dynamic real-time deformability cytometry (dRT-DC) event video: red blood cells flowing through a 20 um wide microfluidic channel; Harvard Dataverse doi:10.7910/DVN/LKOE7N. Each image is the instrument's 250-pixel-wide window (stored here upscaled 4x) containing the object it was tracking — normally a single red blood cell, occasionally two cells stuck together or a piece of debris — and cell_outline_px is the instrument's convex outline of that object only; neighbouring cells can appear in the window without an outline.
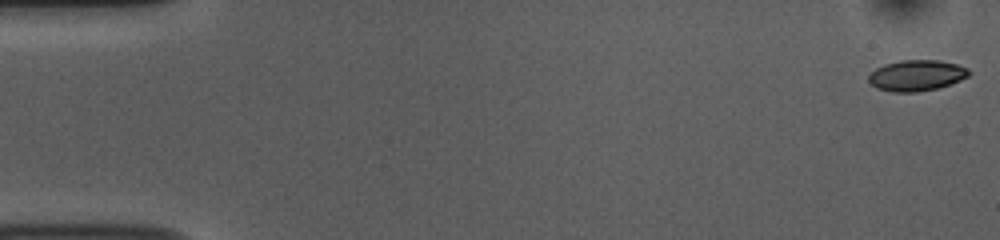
{"species": "common noctule bat (a hibernating species)", "species_latin": "Nyctalus noctula", "temperature_condition": "room temperature", "stored_images_in_passage": 53, "camera_frame_rate_fps": 3000, "um_per_image_px": 0.085, "animal": {"sex": "female", "body_mass_g": 10.0, "forearm_length_mm": 53.1}, "frame": {"image": 1, "passage_image": 1, "time_ms": 0.0, "image_size_px": [1000, 240], "cell_outline_px": [[972, 72], [968, 76], [960, 80], [936, 88], [916, 92], [892, 92], [876, 88], [868, 80], [868, 76], [876, 68], [884, 64], [900, 60], [936, 60], [956, 64], [968, 68]], "centroid_in_image_um": [77.89, 6.41], "position_along_channel_um": 7.1, "area_um2": 17.98}}
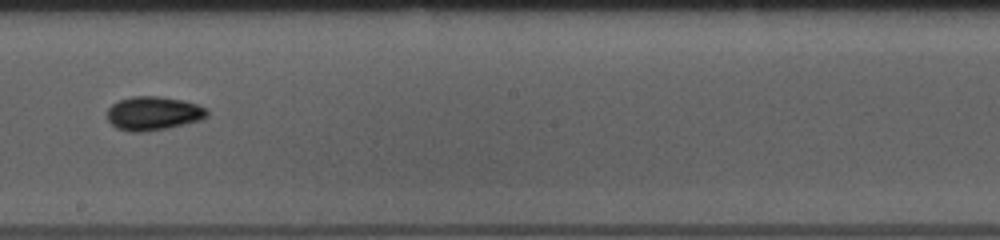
{"frame": {"image": 2, "passage_image": 30, "time_ms": 9.667, "image_size_px": [1000, 240], "cell_outline_px": [[208, 116], [200, 120], [168, 128], [140, 132], [128, 132], [116, 128], [108, 120], [108, 108], [112, 104], [120, 100], [132, 96], [156, 96], [184, 100], [196, 104], [204, 108], [208, 112]], "centroid_in_image_um": [13.02, 9.64], "position_along_channel_um": 235.2, "area_um2": 19.59}}
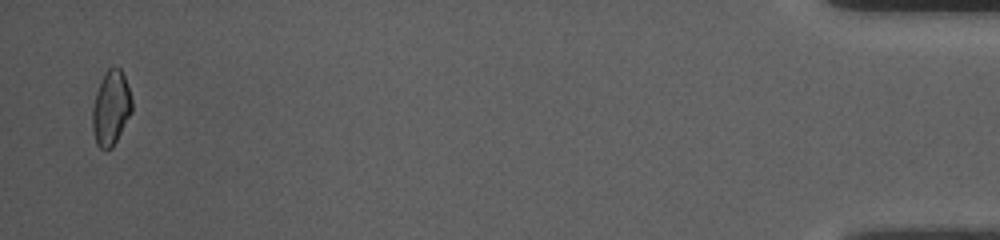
{"frame": {"image": 3, "passage_image": 52, "time_ms": 17.0, "image_size_px": [1000, 240], "cell_outline_px": [[132, 112], [112, 148], [100, 148], [96, 144], [92, 128], [92, 108], [96, 92], [100, 80], [104, 72], [112, 64], [120, 68], [124, 76], [132, 100]], "centroid_in_image_um": [9.42, 9.14], "position_along_channel_um": 425.8, "area_um2": 17.28}, "authors_computed_cell_mechanics": {"area_um2": 18.1492, "velocity_mm_per_s": 3.7712, "shape_relaxation_time_tau1_ms": 3.3099, "shape_relaxation_time_tau2_ms": 2.943, "deformation_change_tau1": 0.0897, "deformation_change_tau2": 0.0647}}